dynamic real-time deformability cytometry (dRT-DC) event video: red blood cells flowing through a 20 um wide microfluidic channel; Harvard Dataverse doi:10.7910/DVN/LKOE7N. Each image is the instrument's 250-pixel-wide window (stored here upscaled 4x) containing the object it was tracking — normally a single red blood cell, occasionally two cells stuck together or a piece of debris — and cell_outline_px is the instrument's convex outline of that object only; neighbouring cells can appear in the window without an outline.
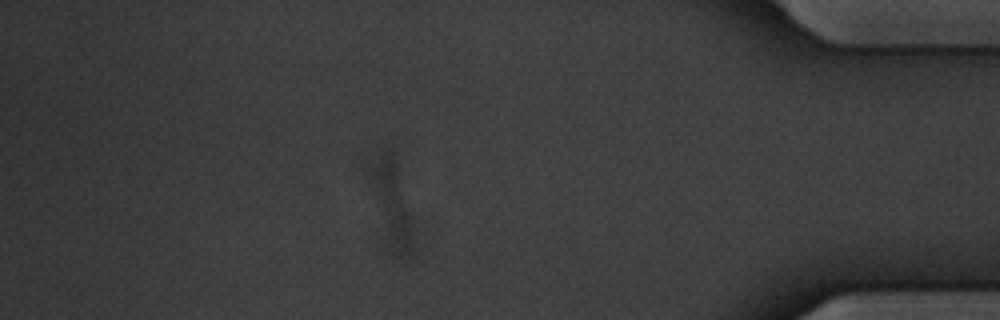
{"species": "common noctule bat (a hibernating species)", "species_latin": "Nyctalus noctula", "temperature_condition": "warm", "stored_images_in_passage": 53, "segment_of_instrument_passage": [3, 3], "camera_frame_rate_fps": 3000, "um_per_image_px": 0.085, "animal": {"sex": "male", "body_mass_g": 20.1, "forearm_length_mm": 53.5}, "frame": {"image": 1, "passage_image": 46, "time_ms": 15.0, "image_size_px": [1000, 320], "cell_outline_px": [[416, 256], [404, 260], [388, 256], [360, 164], [364, 156], [392, 144], [396, 148], [412, 220]], "centroid_in_image_um": [33.15, 17.13], "position_along_channel_um": 402.1, "area_um2": 27.34}}